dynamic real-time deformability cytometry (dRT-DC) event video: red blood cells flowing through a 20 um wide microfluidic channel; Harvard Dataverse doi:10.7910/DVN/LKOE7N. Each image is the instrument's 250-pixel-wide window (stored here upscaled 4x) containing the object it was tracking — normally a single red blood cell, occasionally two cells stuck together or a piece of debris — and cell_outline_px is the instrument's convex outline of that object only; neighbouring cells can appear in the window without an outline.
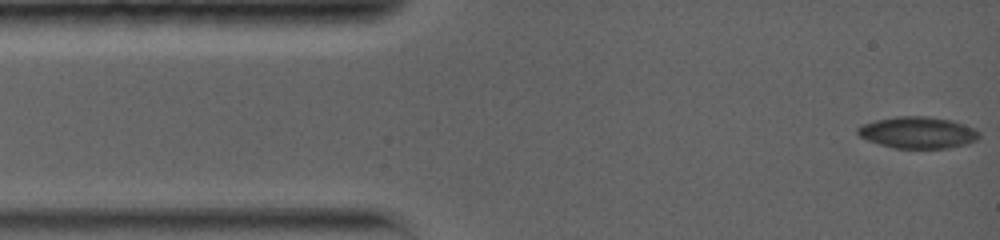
{"species": "common noctule bat (a hibernating species)", "species_latin": "Nyctalus noctula", "temperature_condition": "warm", "stored_images_in_passage": 46, "camera_frame_rate_fps": 5000, "um_per_image_px": 0.085, "animal": {"sex": "female", "body_mass_g": 19.0, "forearm_length_mm": 56.7}, "frame": {"image": 1, "passage_image": 1, "time_ms": 0.0, "image_size_px": [1000, 240], "cell_outline_px": [[980, 136], [976, 140], [964, 144], [948, 148], [892, 148], [868, 140], [860, 136], [856, 132], [856, 128], [864, 124], [876, 120], [896, 116], [928, 116], [952, 120], [972, 128], [980, 132]], "centroid_in_image_um": [78.0, 11.26], "position_along_channel_um": 7.0, "area_um2": 22.25}}
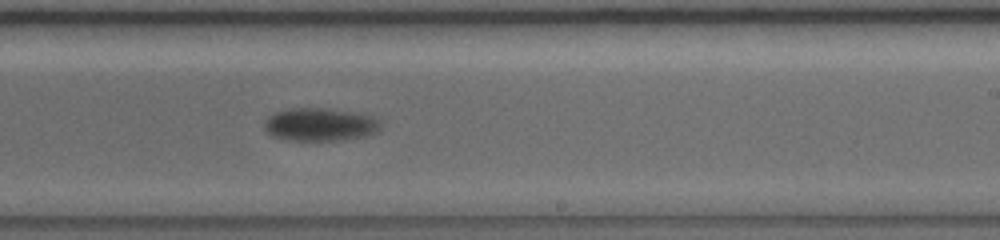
{"frame": {"image": 2, "passage_image": 20, "time_ms": 9.0, "image_size_px": [1000, 240], "cell_outline_px": [[380, 128], [376, 132], [364, 136], [340, 140], [292, 140], [272, 136], [264, 128], [264, 124], [268, 116], [276, 112], [292, 108], [328, 108], [352, 112], [372, 116], [380, 124]], "centroid_in_image_um": [27.18, 10.58], "position_along_channel_um": 261.8, "area_um2": 22.08}}
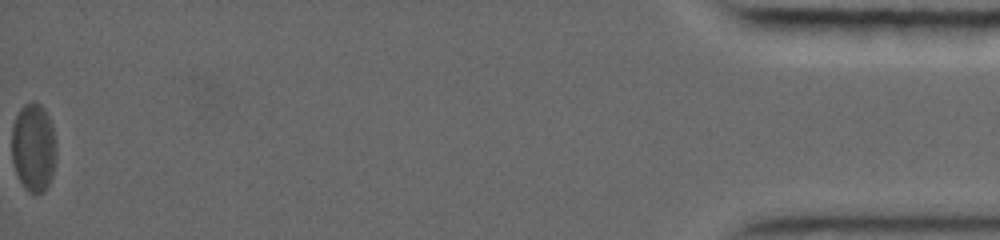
{"frame": {"image": 3, "passage_image": 46, "time_ms": 17.6, "image_size_px": [1000, 240], "cell_outline_px": [[56, 160], [52, 176], [44, 192], [28, 192], [24, 188], [16, 172], [12, 160], [12, 124], [20, 108], [24, 104], [32, 100], [36, 100], [44, 108], [52, 124], [56, 144]], "centroid_in_image_um": [2.85, 12.5], "position_along_channel_um": 432.3, "area_um2": 23.24}}